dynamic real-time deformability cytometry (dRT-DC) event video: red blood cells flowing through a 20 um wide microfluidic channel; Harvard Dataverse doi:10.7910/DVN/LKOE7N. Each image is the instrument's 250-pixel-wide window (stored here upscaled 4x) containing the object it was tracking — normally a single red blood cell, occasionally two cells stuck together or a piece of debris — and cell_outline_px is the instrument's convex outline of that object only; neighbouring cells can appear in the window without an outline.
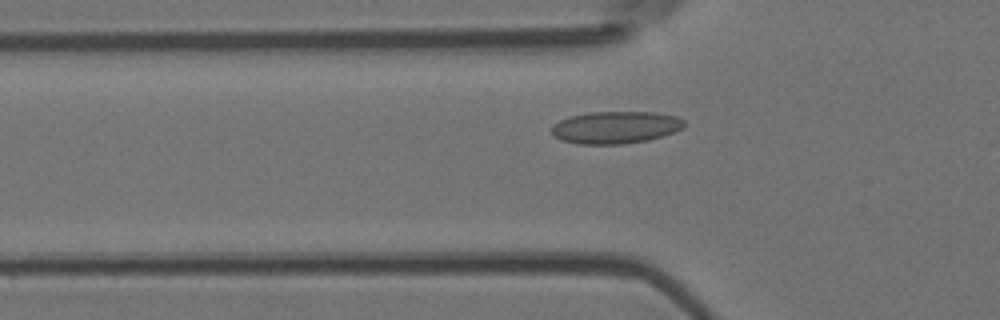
{"species": "Egyptian fruit bat (a non-hibernating species)", "species_latin": "Rousettus aegyptiacus", "temperature_condition": "room temperature", "stored_images_in_passage": 38, "camera_frame_rate_fps": 3000, "um_per_image_px": 0.085, "animal": {"sex": "female"}, "frame": {"image": 1, "passage_image": 13, "time_ms": 4.0, "image_size_px": [1000, 320], "cell_outline_px": [[684, 128], [648, 140], [620, 144], [576, 144], [560, 140], [552, 136], [552, 124], [560, 120], [572, 116], [588, 112], [656, 112], [676, 116], [684, 120]], "centroid_in_image_um": [52.28, 10.83], "position_along_channel_um": 73.5, "area_um2": 24.97}}
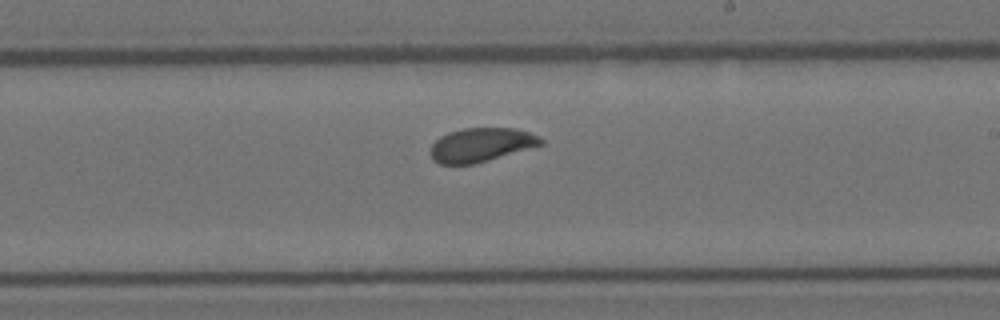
{"frame": {"image": 2, "passage_image": 27, "time_ms": 8.667, "image_size_px": [1000, 320], "cell_outline_px": [[544, 144], [472, 164], [440, 164], [432, 160], [432, 144], [440, 136], [448, 132], [464, 128], [516, 128], [540, 136], [544, 140]], "centroid_in_image_um": [40.9, 12.29], "position_along_channel_um": 248.1, "area_um2": 21.56}}
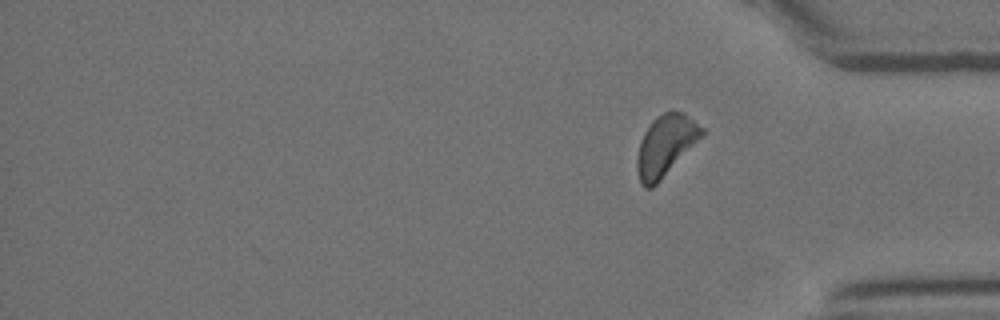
{"frame": {"image": 3, "passage_image": 38, "time_ms": 12.333, "image_size_px": [1000, 320], "cell_outline_px": [[704, 136], [652, 188], [644, 188], [640, 184], [636, 168], [636, 160], [640, 144], [644, 132], [652, 120], [656, 116], [672, 108], [684, 112], [704, 128]], "centroid_in_image_um": [56.59, 12.33], "position_along_channel_um": 378.6, "area_um2": 23.29}, "authors_computed_cell_mechanics": {"area_um2": 23.0622, "velocity_mm_per_s": 3.733, "shape_relaxation_time_tau1_ms": 2.7947, "shape_relaxation_time_tau2_ms": null, "deformation_change_tau1": 0.0679, "deformation_change_tau2": null}}